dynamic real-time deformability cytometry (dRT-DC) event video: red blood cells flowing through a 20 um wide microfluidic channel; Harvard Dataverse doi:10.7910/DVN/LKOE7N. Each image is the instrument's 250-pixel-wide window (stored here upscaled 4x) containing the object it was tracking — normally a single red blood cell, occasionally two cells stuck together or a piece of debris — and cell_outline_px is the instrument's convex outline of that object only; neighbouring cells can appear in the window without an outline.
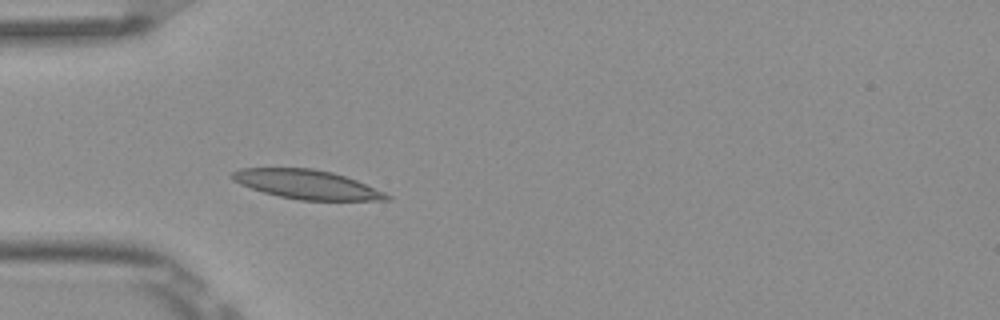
{"species": "Egyptian fruit bat (a non-hibernating species)", "species_latin": "Rousettus aegyptiacus", "temperature_condition": "room temperature", "stored_images_in_passage": 3, "camera_frame_rate_fps": 3000, "um_per_image_px": 0.085, "frame": {"image": 1, "passage_image": 3, "time_ms": 0.667, "image_size_px": [1000, 320], "cell_outline_px": [[392, 200], [300, 200], [280, 196], [264, 192], [240, 184], [232, 180], [228, 176], [232, 172], [240, 168], [312, 168], [332, 172], [356, 180], [384, 192], [392, 196]], "centroid_in_image_um": [26.06, 15.67], "position_along_channel_um": 58.9, "area_um2": 26.07}}